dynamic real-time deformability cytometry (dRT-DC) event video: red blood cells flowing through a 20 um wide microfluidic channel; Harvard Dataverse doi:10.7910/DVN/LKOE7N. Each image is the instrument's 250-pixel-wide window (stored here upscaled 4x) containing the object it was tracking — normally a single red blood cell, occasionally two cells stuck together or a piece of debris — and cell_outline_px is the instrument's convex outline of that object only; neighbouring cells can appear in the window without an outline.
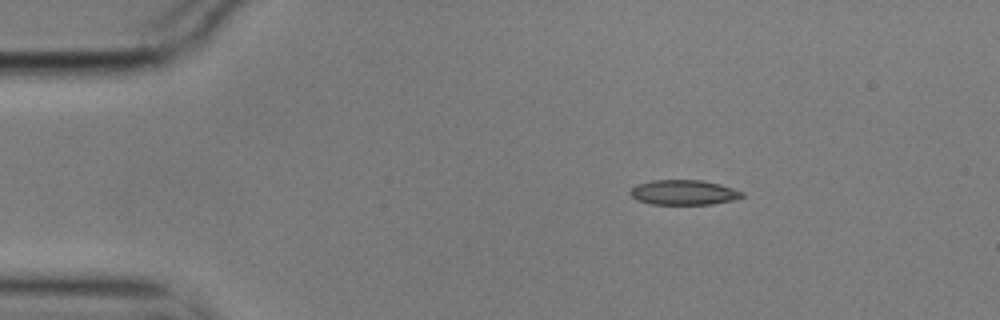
{"species": "common noctule bat (a hibernating species)", "species_latin": "Nyctalus noctula", "temperature_condition": "cold", "stored_images_in_passage": 2, "camera_frame_rate_fps": 3000, "um_per_image_px": 0.085, "animal": {"sex": "male", "body_mass_g": 17.9}, "frame": {"image": 1, "passage_image": 1, "time_ms": 0.0, "image_size_px": [1000, 320], "cell_outline_px": [[744, 196], [732, 200], [712, 204], [652, 204], [636, 200], [628, 192], [636, 184], [652, 180], [700, 180], [720, 184], [744, 192]], "centroid_in_image_um": [58.09, 16.35], "position_along_channel_um": 26.9, "area_um2": 16.24}}